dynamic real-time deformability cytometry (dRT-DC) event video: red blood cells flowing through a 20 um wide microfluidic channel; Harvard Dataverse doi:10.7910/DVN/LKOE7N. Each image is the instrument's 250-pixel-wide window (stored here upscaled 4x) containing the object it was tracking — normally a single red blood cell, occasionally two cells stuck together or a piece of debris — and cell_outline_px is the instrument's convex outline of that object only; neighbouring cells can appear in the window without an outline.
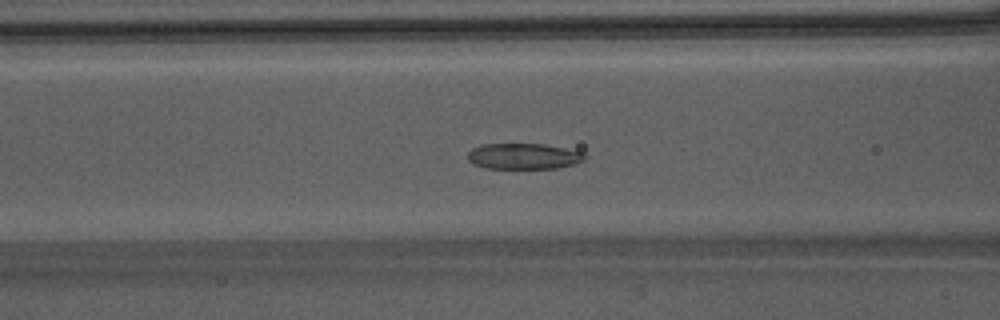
{"species": "Egyptian fruit bat (a non-hibernating species)", "species_latin": "Rousettus aegyptiacus", "temperature_condition": "warm", "stored_images_in_passage": 52, "camera_frame_rate_fps": 3000, "um_per_image_px": 0.085, "animal": {"sex": "male"}, "frame": {"image": 1, "passage_image": 23, "time_ms": 7.333, "image_size_px": [1000, 320], "cell_outline_px": [[588, 156], [584, 160], [576, 164], [556, 168], [484, 168], [468, 160], [468, 152], [472, 148], [480, 144], [544, 144], [584, 152]], "centroid_in_image_um": [44.54, 13.27], "position_along_channel_um": 122.1, "area_um2": 17.69}}
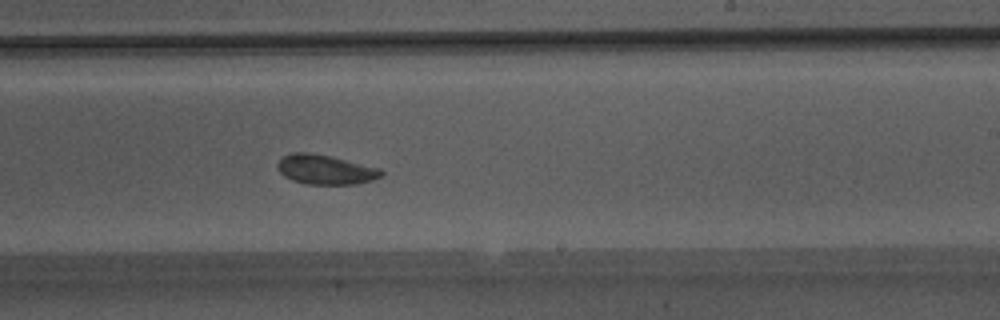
{"frame": {"image": 2, "passage_image": 33, "time_ms": 10.667, "image_size_px": [1000, 320], "cell_outline_px": [[384, 176], [372, 180], [356, 184], [308, 184], [292, 180], [284, 176], [280, 172], [276, 164], [284, 156], [292, 152], [308, 152], [328, 156], [380, 168], [384, 172]], "centroid_in_image_um": [27.67, 14.42], "position_along_channel_um": 261.3, "area_um2": 17.74}}
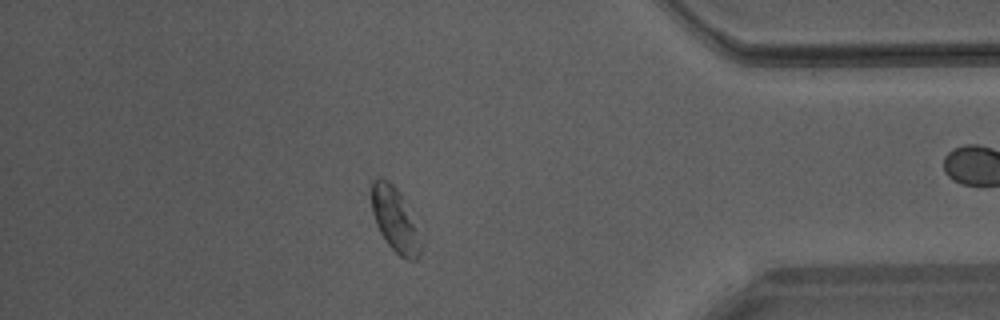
{"frame": {"image": 3, "passage_image": 45, "time_ms": 14.667, "image_size_px": [1000, 320], "cell_outline_px": [[424, 244], [420, 256], [416, 260], [408, 260], [400, 256], [388, 244], [380, 232], [376, 224], [372, 212], [372, 180], [380, 176], [388, 180], [400, 192], [424, 240]], "centroid_in_image_um": [33.62, 18.71], "position_along_channel_um": 401.6, "area_um2": 18.79}, "authors_computed_cell_mechanics": {"area_um2": 19.1029, "velocity_mm_per_s": 4.1793, "shape_relaxation_time_tau1_ms": 4.0774, "shape_relaxation_time_tau2_ms": 1.9576, "deformation_change_tau1": 0.1046, "deformation_change_tau2": 0.0686}}